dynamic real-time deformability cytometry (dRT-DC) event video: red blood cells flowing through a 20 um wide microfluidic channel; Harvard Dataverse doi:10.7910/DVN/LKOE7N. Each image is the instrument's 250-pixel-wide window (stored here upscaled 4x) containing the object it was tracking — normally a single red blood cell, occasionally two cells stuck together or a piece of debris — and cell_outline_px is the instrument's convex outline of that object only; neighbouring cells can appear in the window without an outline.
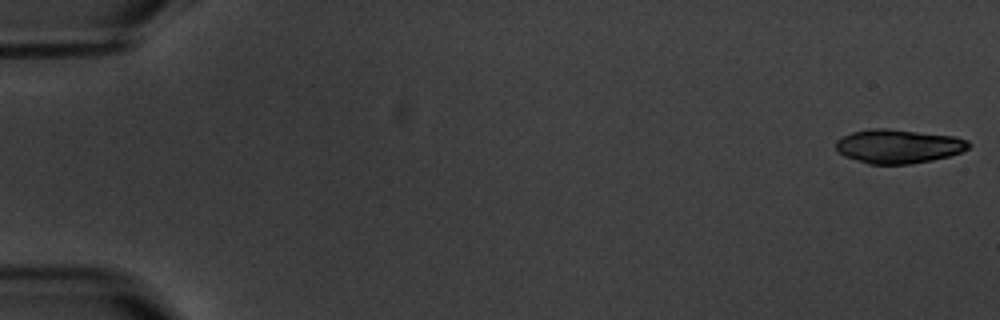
{"species": "common noctule bat (a hibernating species)", "species_latin": "Nyctalus noctula", "temperature_condition": "warm", "stored_images_in_passage": 4, "camera_frame_rate_fps": 3000, "um_per_image_px": 0.085, "animal": {"sex": "male", "body_mass_g": 20.1, "forearm_length_mm": 53.5}, "frame": {"image": 1, "passage_image": 1, "time_ms": 0.0, "image_size_px": [1000, 320], "cell_outline_px": [[972, 144], [968, 148], [960, 152], [948, 156], [932, 160], [912, 164], [868, 164], [844, 156], [836, 148], [836, 140], [852, 132], [872, 128], [888, 128], [956, 136], [968, 140]], "centroid_in_image_um": [76.38, 12.42], "position_along_channel_um": 8.6, "area_um2": 26.36}}